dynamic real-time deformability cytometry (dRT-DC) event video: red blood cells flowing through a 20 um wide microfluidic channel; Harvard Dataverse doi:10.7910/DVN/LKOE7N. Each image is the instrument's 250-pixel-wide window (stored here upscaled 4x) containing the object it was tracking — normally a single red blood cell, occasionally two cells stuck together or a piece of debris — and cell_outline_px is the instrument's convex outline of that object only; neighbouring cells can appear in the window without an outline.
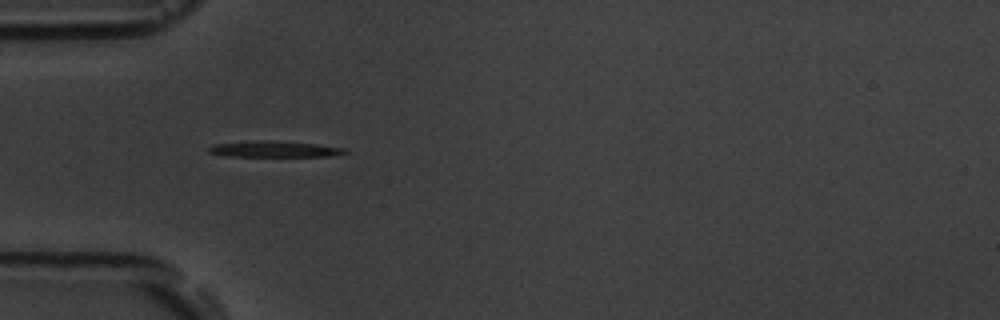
{"species": "common noctule bat (a hibernating species)", "species_latin": "Nyctalus noctula", "temperature_condition": "room temperature", "stored_images_in_passage": 16, "camera_frame_rate_fps": 3000, "um_per_image_px": 0.085, "animal": {"sex": "male", "body_mass_g": 19.5, "forearm_length_mm": 54.6}, "frame": {"image": 1, "passage_image": 5, "time_ms": 4.333, "image_size_px": [1000, 320], "cell_outline_px": [[348, 152], [336, 156], [228, 156], [208, 152], [208, 148], [216, 144], [316, 144], [344, 148]], "centroid_in_image_um": [23.47, 12.76], "position_along_channel_um": 61.5, "area_um2": 10.98}}
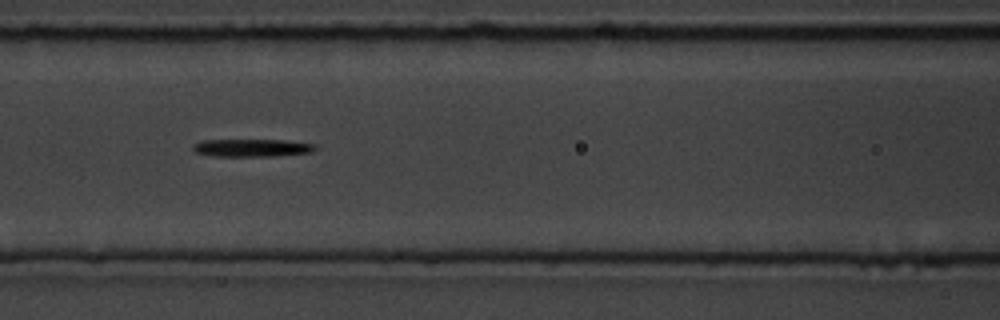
{"frame": {"image": 2, "passage_image": 7, "time_ms": 6.667, "image_size_px": [1000, 320], "cell_outline_px": [[316, 148], [312, 152], [276, 156], [212, 156], [196, 152], [192, 148], [196, 144], [204, 140], [284, 140], [316, 144]], "centroid_in_image_um": [21.46, 12.57], "position_along_channel_um": 145.1, "area_um2": 12.48}}
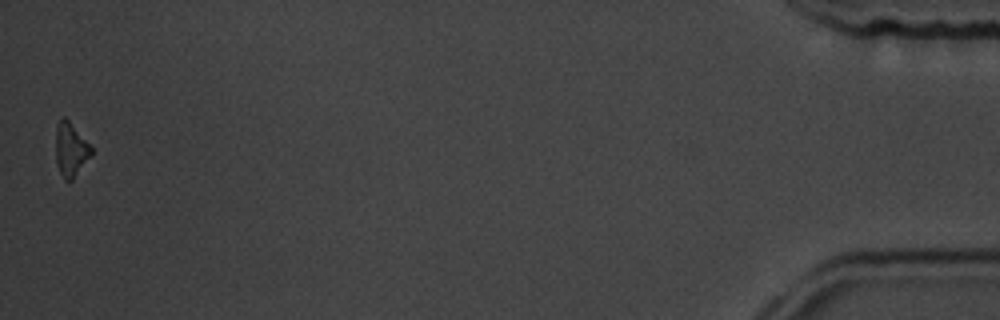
{"frame": {"image": 3, "passage_image": 16, "time_ms": 17.0, "image_size_px": [1000, 320], "cell_outline_px": [[92, 156], [72, 180], [64, 180], [56, 164], [56, 128], [60, 116], [64, 116], [68, 120], [92, 148]], "centroid_in_image_um": [6.0, 12.72], "position_along_channel_um": 429.2, "area_um2": 11.1}, "authors_computed_cell_mechanics": {"area_um2": 13.0917, "velocity_mm_per_s": 3.6724, "shape_relaxation_time_tau1_ms": 2.5142, "shape_relaxation_time_tau2_ms": null, "deformation_change_tau1": 0.1066, "deformation_change_tau2": null}}